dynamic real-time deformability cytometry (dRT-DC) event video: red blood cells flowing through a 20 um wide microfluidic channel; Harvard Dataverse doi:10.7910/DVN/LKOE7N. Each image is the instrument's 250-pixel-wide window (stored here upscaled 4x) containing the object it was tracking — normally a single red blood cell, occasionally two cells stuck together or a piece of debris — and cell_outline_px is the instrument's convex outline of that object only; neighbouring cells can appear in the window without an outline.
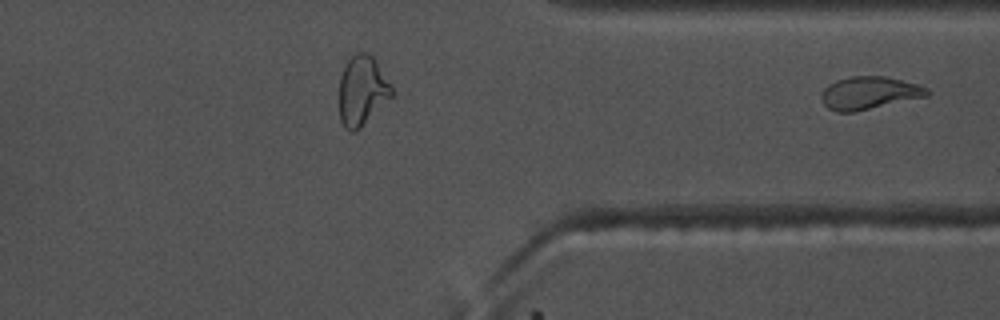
{"species": "common noctule bat (a hibernating species)", "species_latin": "Nyctalus noctula", "temperature_condition": "warm", "stored_images_in_passage": 40, "camera_frame_rate_fps": 3000, "um_per_image_px": 0.085, "animal": {"sex": "male", "body_mass_g": 17.5, "forearm_length_mm": 52.3}, "frame": {"image": 1, "passage_image": 40, "time_ms": 13.0, "image_size_px": [1000, 320], "cell_outline_px": [[932, 92], [928, 96], [852, 112], [836, 112], [828, 108], [820, 100], [820, 96], [824, 88], [828, 84], [836, 80], [852, 76], [884, 76], [916, 84], [928, 88]], "centroid_in_image_um": [73.86, 7.9], "position_along_channel_um": 337.5, "area_um2": 20.11}}